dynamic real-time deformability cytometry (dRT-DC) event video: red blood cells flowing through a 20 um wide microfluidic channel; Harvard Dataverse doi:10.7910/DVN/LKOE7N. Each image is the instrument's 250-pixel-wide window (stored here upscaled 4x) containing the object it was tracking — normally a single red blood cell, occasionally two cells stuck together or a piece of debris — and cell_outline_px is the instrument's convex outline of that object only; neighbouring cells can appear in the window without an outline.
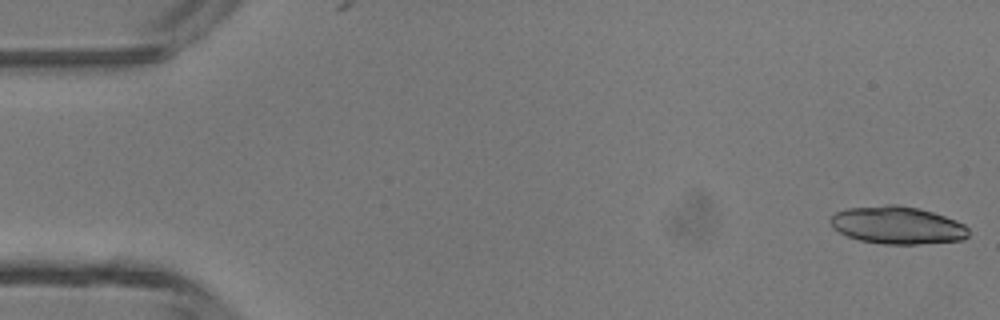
{"species": "common noctule bat (a hibernating species)", "species_latin": "Nyctalus noctula", "temperature_condition": "room temperature", "stored_images_in_passage": 8, "camera_frame_rate_fps": 3000, "um_per_image_px": 0.085, "animal": {"sex": "male", "body_mass_g": 13.3}, "frame": {"image": 1, "passage_image": 1, "time_ms": 0.0, "image_size_px": [1000, 320], "cell_outline_px": [[968, 236], [964, 240], [916, 244], [884, 244], [860, 240], [848, 236], [832, 228], [828, 220], [836, 212], [848, 208], [884, 204], [896, 204], [920, 208], [956, 220], [964, 224], [968, 228]], "centroid_in_image_um": [76.27, 19.13], "position_along_channel_um": 8.7, "area_um2": 30.4}}